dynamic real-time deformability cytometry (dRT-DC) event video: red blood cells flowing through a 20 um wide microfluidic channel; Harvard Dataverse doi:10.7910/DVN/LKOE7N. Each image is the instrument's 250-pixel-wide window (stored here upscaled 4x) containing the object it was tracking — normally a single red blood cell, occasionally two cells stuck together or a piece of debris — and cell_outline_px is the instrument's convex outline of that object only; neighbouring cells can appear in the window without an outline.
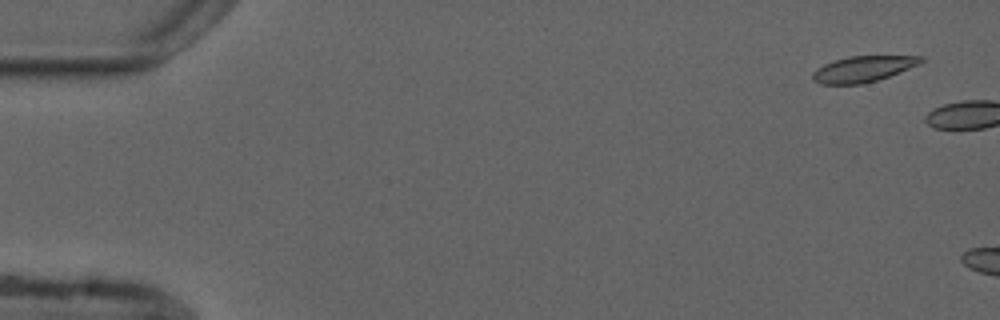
{"species": "common noctule bat (a hibernating species)", "species_latin": "Nyctalus noctula", "temperature_condition": "cold", "stored_images_in_passage": 10, "camera_frame_rate_fps": 3000, "um_per_image_px": 0.085, "animal": {"sex": "male", "forearm_length_mm": 52.5}, "frame": {"image": 1, "passage_image": 1, "time_ms": 0.0, "image_size_px": [1000, 320], "cell_outline_px": [[924, 60], [920, 64], [888, 76], [876, 80], [860, 84], [820, 84], [812, 80], [812, 72], [816, 68], [824, 64], [848, 56], [924, 56]], "centroid_in_image_um": [73.33, 5.86], "position_along_channel_um": 11.7, "area_um2": 16.24}}
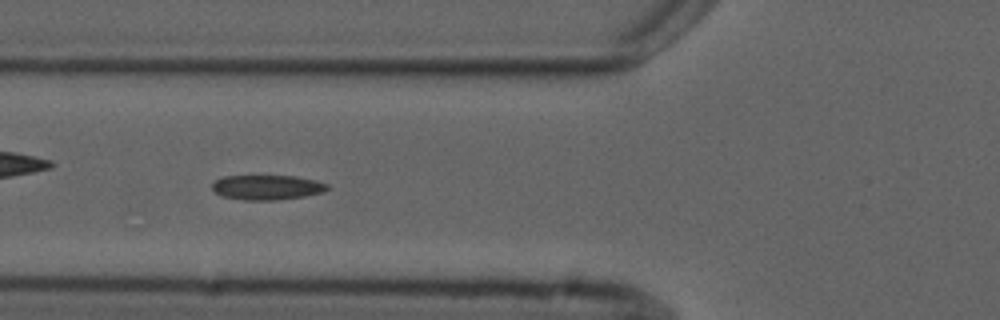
{"frame": {"image": 2, "passage_image": 7, "time_ms": 8.0, "image_size_px": [1000, 320], "cell_outline_px": [[328, 188], [324, 192], [304, 196], [276, 200], [244, 200], [224, 196], [216, 192], [212, 188], [212, 184], [220, 176], [296, 176], [316, 180], [328, 184]], "centroid_in_image_um": [22.71, 15.92], "position_along_channel_um": 103.1, "area_um2": 16.59}}
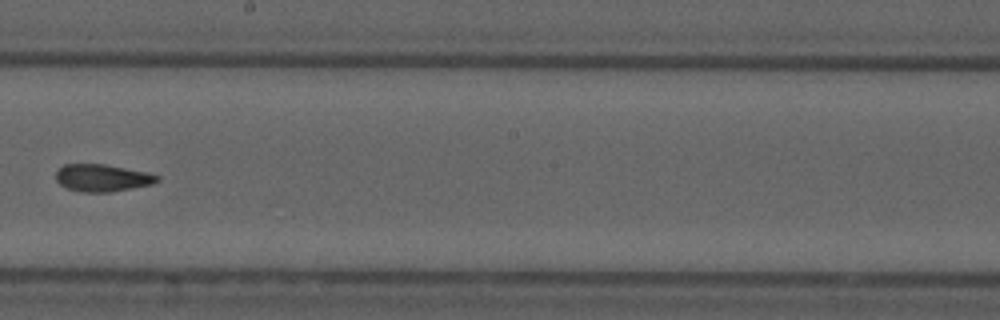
{"frame": {"image": 3, "passage_image": 10, "time_ms": 11.667, "image_size_px": [1000, 320], "cell_outline_px": [[160, 180], [152, 184], [108, 192], [80, 192], [64, 188], [56, 180], [56, 172], [64, 164], [104, 164], [148, 172], [160, 176]], "centroid_in_image_um": [8.68, 15.12], "position_along_channel_um": 239.5, "area_um2": 16.13}}